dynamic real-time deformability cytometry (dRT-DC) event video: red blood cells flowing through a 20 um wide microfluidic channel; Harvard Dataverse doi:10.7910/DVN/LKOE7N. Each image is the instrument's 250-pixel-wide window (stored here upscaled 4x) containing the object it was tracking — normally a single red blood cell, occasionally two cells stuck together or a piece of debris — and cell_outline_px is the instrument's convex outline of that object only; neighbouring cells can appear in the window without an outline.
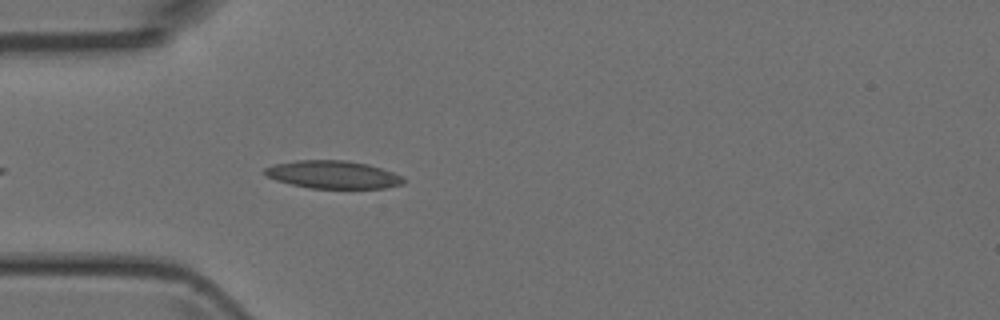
{"species": "Egyptian fruit bat (a non-hibernating species)", "species_latin": "Rousettus aegyptiacus", "temperature_condition": "room temperature", "stored_images_in_passage": 20, "camera_frame_rate_fps": 3000, "um_per_image_px": 0.085, "animal": {"sex": "female"}, "frame": {"image": 1, "passage_image": 4, "time_ms": 1.0, "image_size_px": [1000, 320], "cell_outline_px": [[408, 180], [404, 184], [384, 188], [308, 188], [276, 180], [268, 176], [264, 172], [264, 168], [272, 164], [296, 160], [344, 160], [368, 164], [404, 176]], "centroid_in_image_um": [28.34, 14.84], "position_along_channel_um": 56.7, "area_um2": 22.6}}
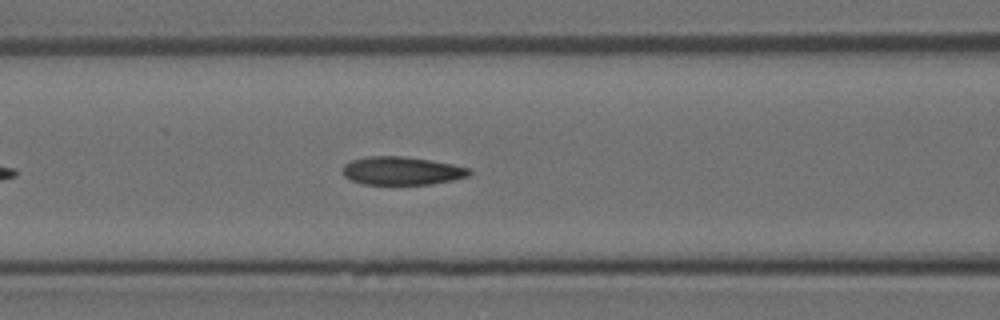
{"frame": {"image": 2, "passage_image": 10, "time_ms": 3.0, "image_size_px": [1000, 320], "cell_outline_px": [[472, 172], [468, 176], [452, 180], [432, 184], [364, 184], [352, 180], [344, 176], [344, 164], [352, 160], [368, 156], [404, 156], [432, 160], [452, 164], [468, 168]], "centroid_in_image_um": [34.17, 14.51], "position_along_channel_um": 132.4, "area_um2": 20.69}}
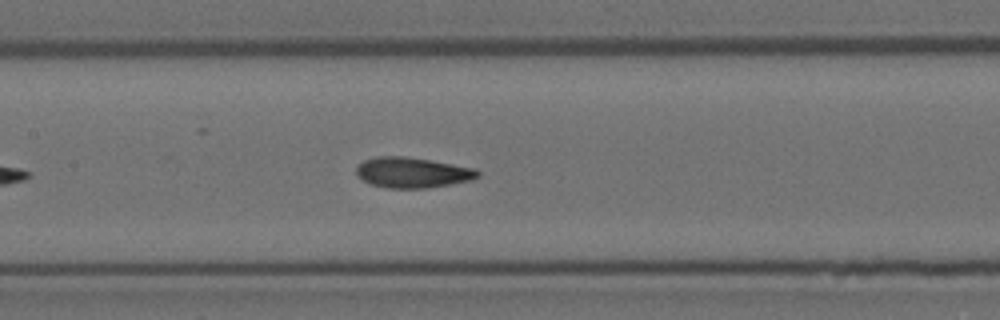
{"frame": {"image": 3, "passage_image": 13, "time_ms": 4.0, "image_size_px": [1000, 320], "cell_outline_px": [[480, 176], [472, 180], [424, 188], [388, 188], [372, 184], [364, 180], [356, 172], [356, 168], [364, 160], [376, 156], [404, 156], [476, 168], [480, 172]], "centroid_in_image_um": [35.08, 14.66], "position_along_channel_um": 172.3, "area_um2": 21.27}}